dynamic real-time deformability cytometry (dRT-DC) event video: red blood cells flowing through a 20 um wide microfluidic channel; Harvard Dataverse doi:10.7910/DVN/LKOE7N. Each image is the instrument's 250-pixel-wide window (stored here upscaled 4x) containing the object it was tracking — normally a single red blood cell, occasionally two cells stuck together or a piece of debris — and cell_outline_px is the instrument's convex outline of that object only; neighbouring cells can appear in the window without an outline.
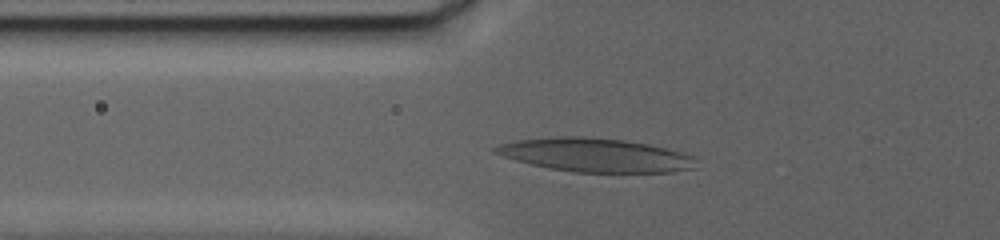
{"species": "human", "species_latin": "Homo sapiens", "temperature_condition": "warm", "stored_images_in_passage": 74, "camera_frame_rate_fps": 3000, "um_per_image_px": 0.085, "donor": {"sex": "female"}, "frame": {"image": 1, "passage_image": 2, "time_ms": 0.333, "image_size_px": [1000, 240], "cell_outline_px": [[692, 168], [672, 172], [572, 172], [548, 168], [516, 160], [492, 152], [492, 148], [500, 144], [520, 140], [564, 136], [580, 136], [624, 140], [664, 148], [692, 156]], "centroid_in_image_um": [50.52, 13.18], "position_along_channel_um": 75.3, "area_um2": 38.49}}
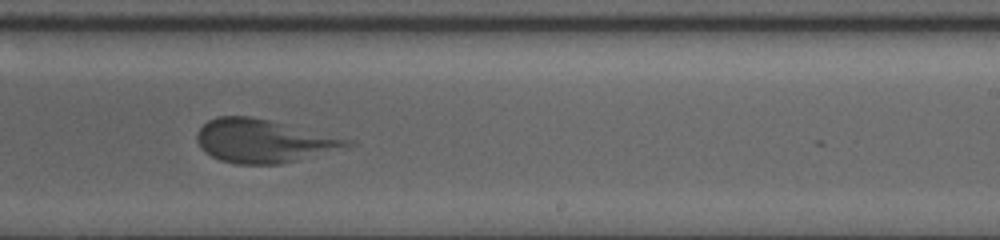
{"frame": {"image": 2, "passage_image": 42, "time_ms": 13.333, "image_size_px": [1000, 240], "cell_outline_px": [[356, 144], [280, 164], [236, 164], [220, 160], [212, 156], [196, 140], [196, 136], [200, 128], [208, 120], [216, 116], [252, 116], [356, 140]], "centroid_in_image_um": [22.41, 11.96], "position_along_channel_um": 266.6, "area_um2": 37.51}}
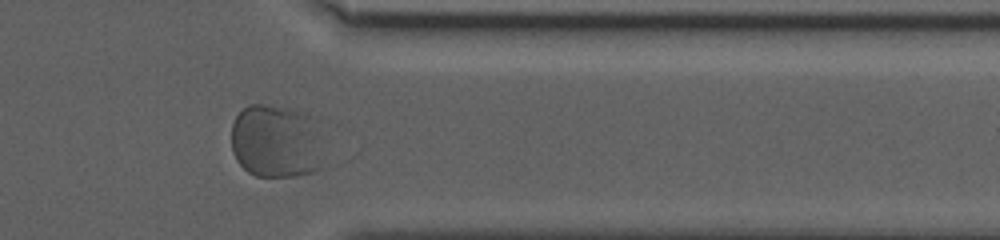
{"frame": {"image": 3, "passage_image": 71, "time_ms": 21.333, "image_size_px": [1000, 240], "cell_outline_px": [[324, 168], [312, 172], [296, 176], [256, 176], [248, 172], [236, 160], [232, 152], [232, 124], [236, 116], [248, 104], [264, 104], [292, 108], [304, 112], [320, 120]], "centroid_in_image_um": [23.55, 12.0], "position_along_channel_um": 387.9, "area_um2": 41.1}}